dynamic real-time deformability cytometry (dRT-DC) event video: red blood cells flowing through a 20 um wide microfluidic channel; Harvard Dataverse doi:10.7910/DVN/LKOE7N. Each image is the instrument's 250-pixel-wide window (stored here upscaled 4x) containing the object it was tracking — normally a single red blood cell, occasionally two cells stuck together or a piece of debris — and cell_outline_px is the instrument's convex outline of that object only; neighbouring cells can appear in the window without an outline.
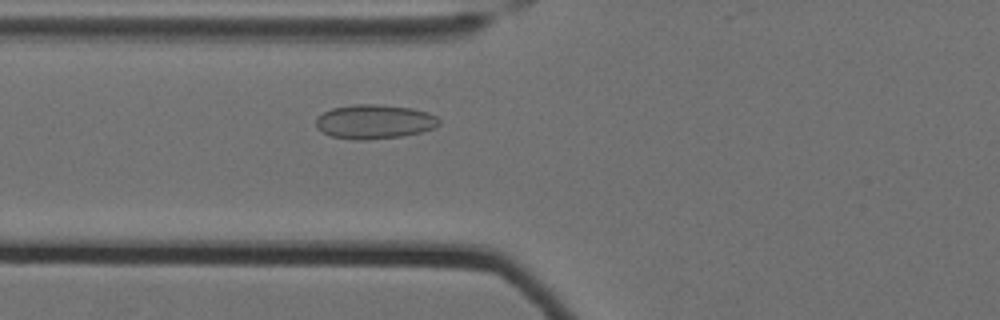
{"species": "Egyptian fruit bat (a non-hibernating species)", "species_latin": "Rousettus aegyptiacus", "temperature_condition": "cold", "stored_images_in_passage": 51, "camera_frame_rate_fps": 3000, "um_per_image_px": 0.085, "animal": {"sex": "female"}, "frame": {"image": 1, "passage_image": 16, "time_ms": 5.0, "image_size_px": [1000, 320], "cell_outline_px": [[440, 124], [432, 128], [420, 132], [404, 136], [364, 140], [352, 140], [332, 136], [316, 128], [316, 116], [332, 108], [356, 104], [376, 104], [412, 108], [428, 112], [436, 116], [440, 120]], "centroid_in_image_um": [31.82, 10.34], "position_along_channel_um": 94.0, "area_um2": 24.62}}
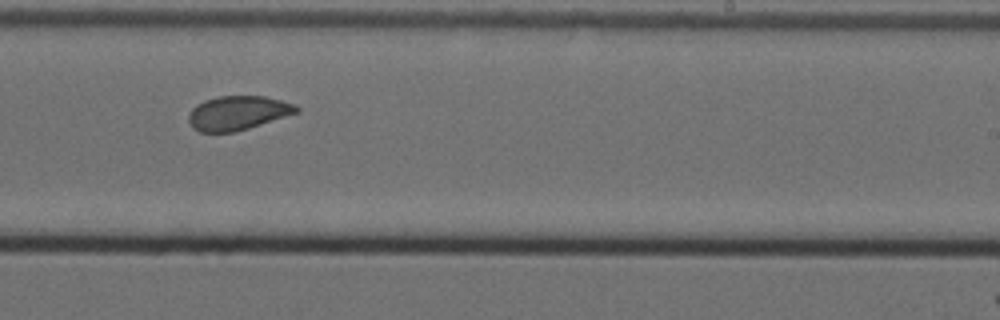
{"frame": {"image": 2, "passage_image": 31, "time_ms": 10.0, "image_size_px": [1000, 320], "cell_outline_px": [[300, 112], [236, 132], [200, 132], [192, 128], [188, 120], [188, 116], [192, 108], [196, 104], [204, 100], [220, 96], [264, 96], [296, 104], [300, 108]], "centroid_in_image_um": [20.22, 9.6], "position_along_channel_um": 268.8, "area_um2": 21.62}}
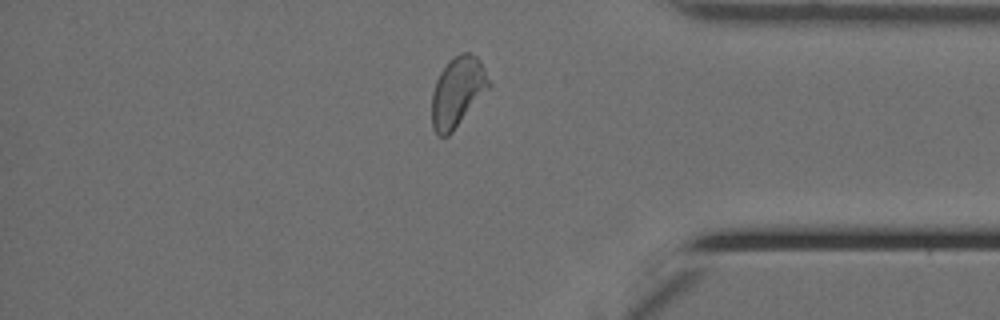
{"frame": {"image": 3, "passage_image": 43, "time_ms": 14.0, "image_size_px": [1000, 320], "cell_outline_px": [[492, 84], [452, 132], [448, 136], [440, 136], [432, 128], [432, 92], [436, 80], [440, 72], [460, 52], [468, 52], [476, 56], [480, 60]], "centroid_in_image_um": [38.89, 7.81], "position_along_channel_um": 396.3, "area_um2": 22.89}, "authors_computed_cell_mechanics": {"area_um2": 22.8888, "velocity_mm_per_s": 3.4936, "shape_relaxation_time_tau1_ms": null, "shape_relaxation_time_tau2_ms": 1.6497, "deformation_change_tau1": null, "deformation_change_tau2": 0.0611}}